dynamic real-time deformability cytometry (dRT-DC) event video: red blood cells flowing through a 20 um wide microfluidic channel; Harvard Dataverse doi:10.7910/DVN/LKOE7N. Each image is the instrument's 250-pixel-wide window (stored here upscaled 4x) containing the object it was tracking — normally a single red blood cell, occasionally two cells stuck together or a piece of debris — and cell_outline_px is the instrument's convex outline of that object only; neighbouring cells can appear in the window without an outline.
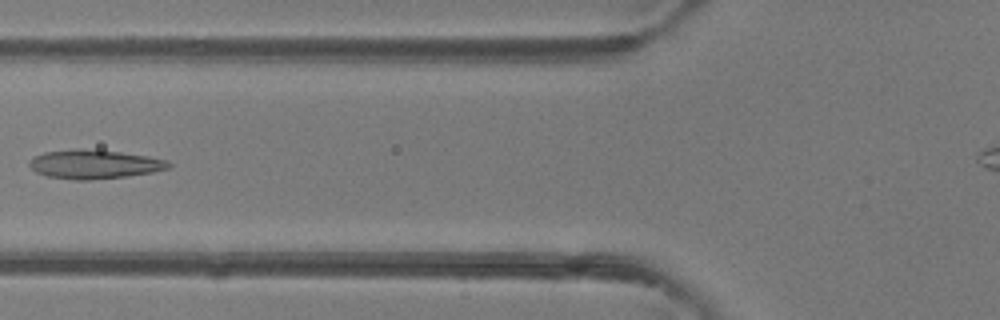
{"species": "common noctule bat (a hibernating species)", "species_latin": "Nyctalus noctula", "temperature_condition": "room temperature", "stored_images_in_passage": 6, "camera_frame_rate_fps": 3000, "um_per_image_px": 0.085, "animal": {"sex": "female"}, "frame": {"image": 1, "passage_image": 5, "time_ms": 1.333, "image_size_px": [1000, 320], "cell_outline_px": [[172, 164], [168, 168], [152, 172], [128, 176], [88, 180], [76, 180], [48, 176], [36, 172], [28, 164], [28, 160], [32, 156], [44, 152], [72, 148], [80, 148], [120, 152], [148, 156], [168, 160]], "centroid_in_image_um": [7.99, 13.95], "position_along_channel_um": 117.8, "area_um2": 23.64}}
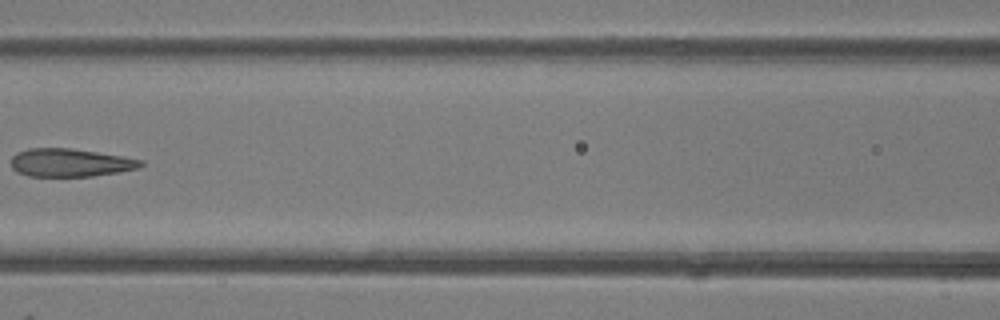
{"frame": {"image": 2, "passage_image": 6, "time_ms": 1.667, "image_size_px": [1000, 320], "cell_outline_px": [[144, 164], [136, 168], [116, 172], [92, 176], [28, 176], [16, 172], [12, 168], [12, 156], [16, 152], [28, 148], [72, 148], [124, 156], [144, 160]], "centroid_in_image_um": [5.94, 13.81], "position_along_channel_um": 160.7, "area_um2": 21.27}}